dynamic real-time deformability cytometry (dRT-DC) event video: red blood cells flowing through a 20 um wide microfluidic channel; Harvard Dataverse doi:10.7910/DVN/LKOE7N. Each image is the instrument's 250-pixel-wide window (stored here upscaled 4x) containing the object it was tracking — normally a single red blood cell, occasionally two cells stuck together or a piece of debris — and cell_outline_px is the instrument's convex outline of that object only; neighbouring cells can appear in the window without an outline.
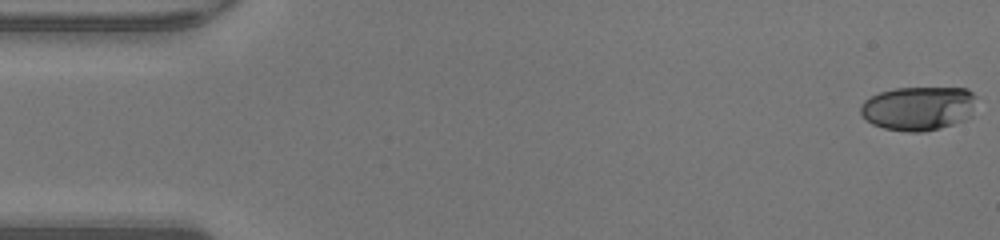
{"species": "human", "species_latin": "Homo sapiens", "temperature_condition": "warm", "stored_images_in_passage": 48, "camera_frame_rate_fps": 3000, "um_per_image_px": 0.085, "donor": {"sex": "male"}, "frame": {"image": 1, "passage_image": 1, "time_ms": 0.0, "image_size_px": [1000, 240], "cell_outline_px": [[976, 96], [952, 124], [936, 128], [916, 132], [908, 132], [884, 128], [872, 124], [860, 112], [860, 108], [864, 100], [880, 92], [896, 88], [968, 88]], "centroid_in_image_um": [77.88, 9.17], "position_along_channel_um": 7.1, "area_um2": 28.15}}
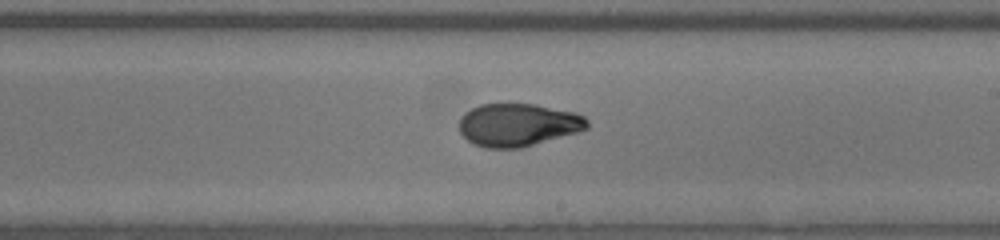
{"frame": {"image": 2, "passage_image": 28, "time_ms": 9.0, "image_size_px": [1000, 240], "cell_outline_px": [[588, 128], [576, 132], [520, 148], [484, 148], [472, 144], [460, 132], [460, 116], [464, 112], [480, 104], [536, 104], [576, 112], [584, 116], [588, 120]], "centroid_in_image_um": [44.01, 10.6], "position_along_channel_um": 245.0, "area_um2": 31.96}}
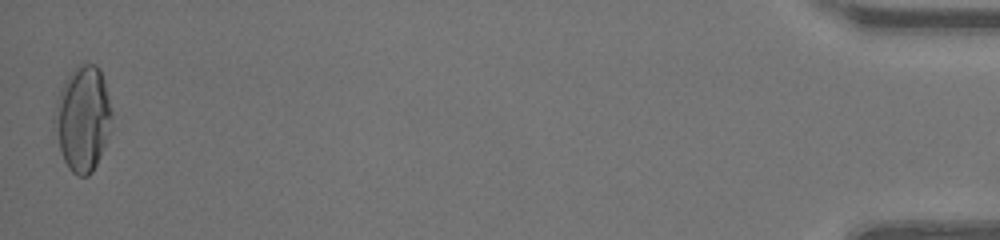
{"frame": {"image": 3, "passage_image": 48, "time_ms": 15.667, "image_size_px": [1000, 240], "cell_outline_px": [[112, 116], [104, 148], [92, 172], [88, 176], [76, 176], [68, 168], [64, 160], [52, 124], [52, 116], [56, 100], [60, 88], [64, 80], [76, 64], [80, 60], [96, 64], [100, 68], [104, 80], [112, 112]], "centroid_in_image_um": [7.0, 10.01], "position_along_channel_um": 428.2, "area_um2": 35.72}, "authors_computed_cell_mechanics": {"area_um2": 31.7322, "velocity_mm_per_s": 4.2988, "shape_relaxation_time_tau1_ms": null, "shape_relaxation_time_tau2_ms": 1.0044, "deformation_change_tau1": null, "deformation_change_tau2": 0.0567}}